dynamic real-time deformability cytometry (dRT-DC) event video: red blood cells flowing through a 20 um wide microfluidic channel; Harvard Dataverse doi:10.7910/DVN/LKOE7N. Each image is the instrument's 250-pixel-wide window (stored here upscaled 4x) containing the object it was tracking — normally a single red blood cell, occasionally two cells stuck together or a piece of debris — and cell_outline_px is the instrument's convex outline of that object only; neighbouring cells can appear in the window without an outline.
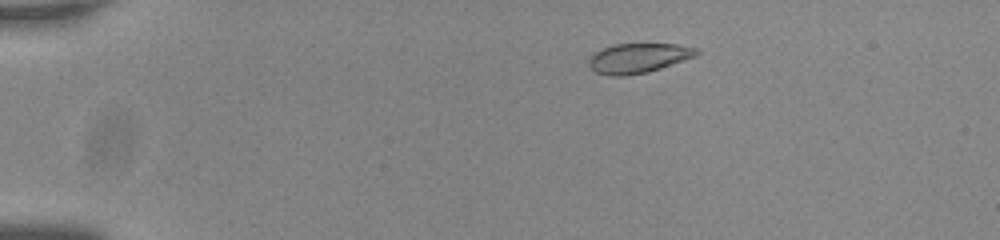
{"species": "common noctule bat (a hibernating species)", "species_latin": "Nyctalus noctula", "temperature_condition": "room temperature", "stored_images_in_passage": 54, "camera_frame_rate_fps": 3000, "um_per_image_px": 0.085, "animal": {"sex": "male", "body_mass_g": 20.0, "forearm_length_mm": 53.3}, "frame": {"image": 1, "passage_image": 9, "time_ms": 2.667, "image_size_px": [1000, 240], "cell_outline_px": [[700, 52], [696, 56], [648, 72], [624, 76], [608, 76], [596, 72], [588, 64], [588, 60], [596, 52], [612, 44], [676, 44], [696, 48]], "centroid_in_image_um": [54.25, 4.94], "position_along_channel_um": 30.7, "area_um2": 18.5}}
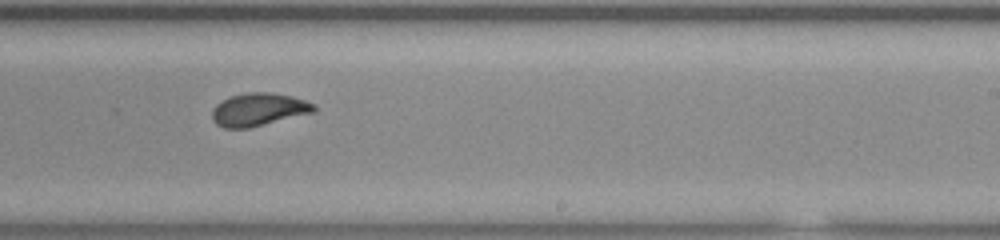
{"frame": {"image": 2, "passage_image": 34, "time_ms": 11.0, "image_size_px": [1000, 240], "cell_outline_px": [[316, 112], [248, 128], [224, 128], [216, 124], [212, 120], [212, 108], [216, 104], [232, 96], [248, 92], [272, 92], [292, 96], [316, 104]], "centroid_in_image_um": [22.0, 9.31], "position_along_channel_um": 267.0, "area_um2": 19.59}}
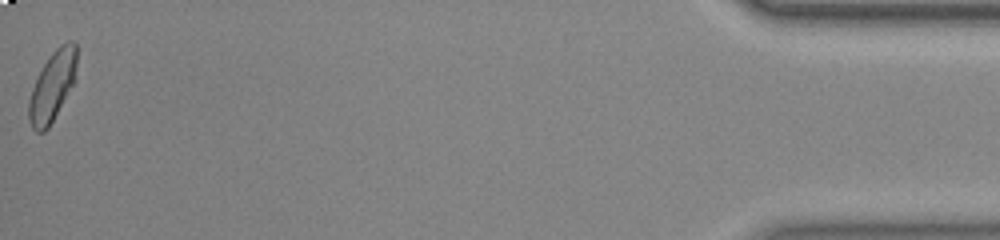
{"frame": {"image": 3, "passage_image": 54, "time_ms": 17.667, "image_size_px": [1000, 240], "cell_outline_px": [[76, 80], [48, 128], [44, 132], [36, 132], [32, 128], [28, 120], [28, 100], [36, 76], [52, 52], [60, 44], [68, 40], [72, 40], [76, 44]], "centroid_in_image_um": [4.44, 7.32], "position_along_channel_um": 430.8, "area_um2": 19.71}, "authors_computed_cell_mechanics": {"area_um2": 19.3919, "velocity_mm_per_s": 3.745, "shape_relaxation_time_tau1_ms": 3.9715, "shape_relaxation_time_tau2_ms": 1.1395, "deformation_change_tau1": 0.1565, "deformation_change_tau2": 0.0505}}